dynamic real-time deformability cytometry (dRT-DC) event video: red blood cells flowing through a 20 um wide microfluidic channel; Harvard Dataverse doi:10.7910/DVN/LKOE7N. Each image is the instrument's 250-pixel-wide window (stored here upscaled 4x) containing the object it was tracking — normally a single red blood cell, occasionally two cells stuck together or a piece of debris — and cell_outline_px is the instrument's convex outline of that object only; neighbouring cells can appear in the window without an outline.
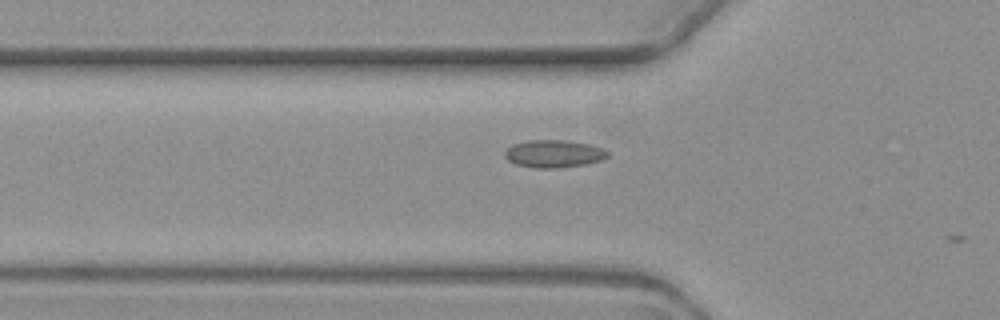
{"species": "common noctule bat (a hibernating species)", "species_latin": "Nyctalus noctula", "temperature_condition": "warm", "stored_images_in_passage": 3, "camera_frame_rate_fps": 3000, "um_per_image_px": 0.085, "animal": {"sex": "female", "body_mass_g": 19.3, "forearm_length_mm": 54.1}, "frame": {"image": 1, "passage_image": 3, "time_ms": 3.333, "image_size_px": [1000, 320], "cell_outline_px": [[608, 156], [600, 160], [584, 164], [556, 168], [536, 168], [516, 164], [508, 160], [504, 156], [504, 152], [512, 144], [528, 140], [564, 140], [588, 144], [604, 148], [608, 152]], "centroid_in_image_um": [47.05, 13.06], "position_along_channel_um": 78.8, "area_um2": 16.42}}